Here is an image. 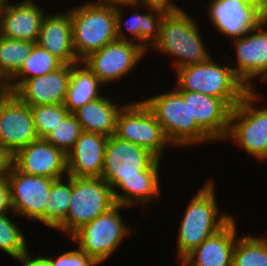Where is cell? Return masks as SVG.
Here are the masks:
<instances>
[{
  "mask_svg": "<svg viewBox=\"0 0 267 266\" xmlns=\"http://www.w3.org/2000/svg\"><path fill=\"white\" fill-rule=\"evenodd\" d=\"M160 162L141 146L112 135L105 147L101 178L111 186L116 204L141 205L147 211L162 191Z\"/></svg>",
  "mask_w": 267,
  "mask_h": 266,
  "instance_id": "cell-1",
  "label": "cell"
},
{
  "mask_svg": "<svg viewBox=\"0 0 267 266\" xmlns=\"http://www.w3.org/2000/svg\"><path fill=\"white\" fill-rule=\"evenodd\" d=\"M212 179L207 180L204 186L198 189L184 210L177 238L178 261L208 237L216 234L234 217L220 212Z\"/></svg>",
  "mask_w": 267,
  "mask_h": 266,
  "instance_id": "cell-2",
  "label": "cell"
},
{
  "mask_svg": "<svg viewBox=\"0 0 267 266\" xmlns=\"http://www.w3.org/2000/svg\"><path fill=\"white\" fill-rule=\"evenodd\" d=\"M72 25V41L80 62L117 40L116 4L93 0L67 10Z\"/></svg>",
  "mask_w": 267,
  "mask_h": 266,
  "instance_id": "cell-3",
  "label": "cell"
},
{
  "mask_svg": "<svg viewBox=\"0 0 267 266\" xmlns=\"http://www.w3.org/2000/svg\"><path fill=\"white\" fill-rule=\"evenodd\" d=\"M198 23L182 8L163 16L157 40L150 48L163 55L176 57L175 70L197 63H203L212 56L200 34Z\"/></svg>",
  "mask_w": 267,
  "mask_h": 266,
  "instance_id": "cell-4",
  "label": "cell"
},
{
  "mask_svg": "<svg viewBox=\"0 0 267 266\" xmlns=\"http://www.w3.org/2000/svg\"><path fill=\"white\" fill-rule=\"evenodd\" d=\"M223 66L213 57L203 63L183 66L176 70L175 90L203 93L221 99L231 110L249 92L248 88L235 75L228 57Z\"/></svg>",
  "mask_w": 267,
  "mask_h": 266,
  "instance_id": "cell-5",
  "label": "cell"
},
{
  "mask_svg": "<svg viewBox=\"0 0 267 266\" xmlns=\"http://www.w3.org/2000/svg\"><path fill=\"white\" fill-rule=\"evenodd\" d=\"M161 124L172 147L182 148L214 142L191 117L189 98H183L175 89L155 94L142 100Z\"/></svg>",
  "mask_w": 267,
  "mask_h": 266,
  "instance_id": "cell-6",
  "label": "cell"
},
{
  "mask_svg": "<svg viewBox=\"0 0 267 266\" xmlns=\"http://www.w3.org/2000/svg\"><path fill=\"white\" fill-rule=\"evenodd\" d=\"M255 92V89L249 91L231 110L229 129L224 140L235 141L245 153L250 154L249 156L265 162L267 160V105L256 106L257 102L262 100V94Z\"/></svg>",
  "mask_w": 267,
  "mask_h": 266,
  "instance_id": "cell-7",
  "label": "cell"
},
{
  "mask_svg": "<svg viewBox=\"0 0 267 266\" xmlns=\"http://www.w3.org/2000/svg\"><path fill=\"white\" fill-rule=\"evenodd\" d=\"M124 208L130 209L116 204L108 212L81 226L69 238L99 264L106 262L130 234L131 226L124 222L120 212Z\"/></svg>",
  "mask_w": 267,
  "mask_h": 266,
  "instance_id": "cell-8",
  "label": "cell"
},
{
  "mask_svg": "<svg viewBox=\"0 0 267 266\" xmlns=\"http://www.w3.org/2000/svg\"><path fill=\"white\" fill-rule=\"evenodd\" d=\"M116 205L111 186L103 178L72 176V195L66 220L56 229L70 237L86 223Z\"/></svg>",
  "mask_w": 267,
  "mask_h": 266,
  "instance_id": "cell-9",
  "label": "cell"
},
{
  "mask_svg": "<svg viewBox=\"0 0 267 266\" xmlns=\"http://www.w3.org/2000/svg\"><path fill=\"white\" fill-rule=\"evenodd\" d=\"M114 135L141 146L159 160L166 148L171 147L161 124L142 100L126 102L118 113Z\"/></svg>",
  "mask_w": 267,
  "mask_h": 266,
  "instance_id": "cell-10",
  "label": "cell"
},
{
  "mask_svg": "<svg viewBox=\"0 0 267 266\" xmlns=\"http://www.w3.org/2000/svg\"><path fill=\"white\" fill-rule=\"evenodd\" d=\"M145 53L147 51L138 43L117 39L90 54L82 62L104 85H108L118 83L135 70Z\"/></svg>",
  "mask_w": 267,
  "mask_h": 266,
  "instance_id": "cell-11",
  "label": "cell"
},
{
  "mask_svg": "<svg viewBox=\"0 0 267 266\" xmlns=\"http://www.w3.org/2000/svg\"><path fill=\"white\" fill-rule=\"evenodd\" d=\"M207 15L218 33L237 39L267 16V10L256 0H210Z\"/></svg>",
  "mask_w": 267,
  "mask_h": 266,
  "instance_id": "cell-12",
  "label": "cell"
},
{
  "mask_svg": "<svg viewBox=\"0 0 267 266\" xmlns=\"http://www.w3.org/2000/svg\"><path fill=\"white\" fill-rule=\"evenodd\" d=\"M13 214L45 225V204L56 181L49 177L27 175L12 167L7 177Z\"/></svg>",
  "mask_w": 267,
  "mask_h": 266,
  "instance_id": "cell-13",
  "label": "cell"
},
{
  "mask_svg": "<svg viewBox=\"0 0 267 266\" xmlns=\"http://www.w3.org/2000/svg\"><path fill=\"white\" fill-rule=\"evenodd\" d=\"M38 139L30 106L7 87L2 89L0 112V146L15 155Z\"/></svg>",
  "mask_w": 267,
  "mask_h": 266,
  "instance_id": "cell-14",
  "label": "cell"
},
{
  "mask_svg": "<svg viewBox=\"0 0 267 266\" xmlns=\"http://www.w3.org/2000/svg\"><path fill=\"white\" fill-rule=\"evenodd\" d=\"M267 16L245 35L234 39L236 65L232 69L238 79L248 88L254 89L255 78L260 82L267 75Z\"/></svg>",
  "mask_w": 267,
  "mask_h": 266,
  "instance_id": "cell-15",
  "label": "cell"
},
{
  "mask_svg": "<svg viewBox=\"0 0 267 266\" xmlns=\"http://www.w3.org/2000/svg\"><path fill=\"white\" fill-rule=\"evenodd\" d=\"M14 166L24 174L56 180L68 175L67 155L44 138L20 149L14 155Z\"/></svg>",
  "mask_w": 267,
  "mask_h": 266,
  "instance_id": "cell-16",
  "label": "cell"
},
{
  "mask_svg": "<svg viewBox=\"0 0 267 266\" xmlns=\"http://www.w3.org/2000/svg\"><path fill=\"white\" fill-rule=\"evenodd\" d=\"M35 1L9 4L10 1L6 0L0 9V36L37 43L42 21L47 14Z\"/></svg>",
  "mask_w": 267,
  "mask_h": 266,
  "instance_id": "cell-17",
  "label": "cell"
},
{
  "mask_svg": "<svg viewBox=\"0 0 267 266\" xmlns=\"http://www.w3.org/2000/svg\"><path fill=\"white\" fill-rule=\"evenodd\" d=\"M70 82V65L25 80L13 93L29 106L64 104Z\"/></svg>",
  "mask_w": 267,
  "mask_h": 266,
  "instance_id": "cell-18",
  "label": "cell"
},
{
  "mask_svg": "<svg viewBox=\"0 0 267 266\" xmlns=\"http://www.w3.org/2000/svg\"><path fill=\"white\" fill-rule=\"evenodd\" d=\"M189 98V110L197 124L216 142L226 138L231 109L219 98L185 90H176Z\"/></svg>",
  "mask_w": 267,
  "mask_h": 266,
  "instance_id": "cell-19",
  "label": "cell"
},
{
  "mask_svg": "<svg viewBox=\"0 0 267 266\" xmlns=\"http://www.w3.org/2000/svg\"><path fill=\"white\" fill-rule=\"evenodd\" d=\"M233 217L216 234L208 237L188 253L182 266H232L233 250L237 241V225Z\"/></svg>",
  "mask_w": 267,
  "mask_h": 266,
  "instance_id": "cell-20",
  "label": "cell"
},
{
  "mask_svg": "<svg viewBox=\"0 0 267 266\" xmlns=\"http://www.w3.org/2000/svg\"><path fill=\"white\" fill-rule=\"evenodd\" d=\"M108 137L83 131L67 154L68 176L100 178Z\"/></svg>",
  "mask_w": 267,
  "mask_h": 266,
  "instance_id": "cell-21",
  "label": "cell"
},
{
  "mask_svg": "<svg viewBox=\"0 0 267 266\" xmlns=\"http://www.w3.org/2000/svg\"><path fill=\"white\" fill-rule=\"evenodd\" d=\"M138 6L137 2L116 4V36L118 40L138 43L148 51L149 47L153 45L159 36L160 26L164 15L157 11L147 10L146 8H144L146 11L145 13H140L138 12ZM122 7H133V9L136 7V11L132 12V16L125 20L126 22L123 21L124 8ZM123 22L125 28L123 27ZM126 29L127 32L129 31L128 35L124 32Z\"/></svg>",
  "mask_w": 267,
  "mask_h": 266,
  "instance_id": "cell-22",
  "label": "cell"
},
{
  "mask_svg": "<svg viewBox=\"0 0 267 266\" xmlns=\"http://www.w3.org/2000/svg\"><path fill=\"white\" fill-rule=\"evenodd\" d=\"M37 44L57 57L63 64L79 63L72 41L70 13H47L39 32Z\"/></svg>",
  "mask_w": 267,
  "mask_h": 266,
  "instance_id": "cell-23",
  "label": "cell"
},
{
  "mask_svg": "<svg viewBox=\"0 0 267 266\" xmlns=\"http://www.w3.org/2000/svg\"><path fill=\"white\" fill-rule=\"evenodd\" d=\"M125 104L119 106L106 95L84 104L73 115L83 131L110 137L116 132V119Z\"/></svg>",
  "mask_w": 267,
  "mask_h": 266,
  "instance_id": "cell-24",
  "label": "cell"
},
{
  "mask_svg": "<svg viewBox=\"0 0 267 266\" xmlns=\"http://www.w3.org/2000/svg\"><path fill=\"white\" fill-rule=\"evenodd\" d=\"M103 85L83 62L70 65V82L64 106L73 114L84 104L102 97L104 94L100 88Z\"/></svg>",
  "mask_w": 267,
  "mask_h": 266,
  "instance_id": "cell-25",
  "label": "cell"
},
{
  "mask_svg": "<svg viewBox=\"0 0 267 266\" xmlns=\"http://www.w3.org/2000/svg\"><path fill=\"white\" fill-rule=\"evenodd\" d=\"M62 65L57 57L35 43L23 66L6 83V87L14 92L25 80L56 71Z\"/></svg>",
  "mask_w": 267,
  "mask_h": 266,
  "instance_id": "cell-26",
  "label": "cell"
},
{
  "mask_svg": "<svg viewBox=\"0 0 267 266\" xmlns=\"http://www.w3.org/2000/svg\"><path fill=\"white\" fill-rule=\"evenodd\" d=\"M34 44L0 36V79L5 84L21 69Z\"/></svg>",
  "mask_w": 267,
  "mask_h": 266,
  "instance_id": "cell-27",
  "label": "cell"
},
{
  "mask_svg": "<svg viewBox=\"0 0 267 266\" xmlns=\"http://www.w3.org/2000/svg\"><path fill=\"white\" fill-rule=\"evenodd\" d=\"M66 178L58 179L53 183L49 192V201L45 204V225L54 230L66 220L69 211L72 176L67 175Z\"/></svg>",
  "mask_w": 267,
  "mask_h": 266,
  "instance_id": "cell-28",
  "label": "cell"
},
{
  "mask_svg": "<svg viewBox=\"0 0 267 266\" xmlns=\"http://www.w3.org/2000/svg\"><path fill=\"white\" fill-rule=\"evenodd\" d=\"M232 266H267V236H238Z\"/></svg>",
  "mask_w": 267,
  "mask_h": 266,
  "instance_id": "cell-29",
  "label": "cell"
},
{
  "mask_svg": "<svg viewBox=\"0 0 267 266\" xmlns=\"http://www.w3.org/2000/svg\"><path fill=\"white\" fill-rule=\"evenodd\" d=\"M9 214L11 213L0 214V249L20 262L29 245L23 230Z\"/></svg>",
  "mask_w": 267,
  "mask_h": 266,
  "instance_id": "cell-30",
  "label": "cell"
},
{
  "mask_svg": "<svg viewBox=\"0 0 267 266\" xmlns=\"http://www.w3.org/2000/svg\"><path fill=\"white\" fill-rule=\"evenodd\" d=\"M38 138H45L70 113L64 104L30 106Z\"/></svg>",
  "mask_w": 267,
  "mask_h": 266,
  "instance_id": "cell-31",
  "label": "cell"
},
{
  "mask_svg": "<svg viewBox=\"0 0 267 266\" xmlns=\"http://www.w3.org/2000/svg\"><path fill=\"white\" fill-rule=\"evenodd\" d=\"M82 132L81 124L76 117L73 114H69L44 139L67 155Z\"/></svg>",
  "mask_w": 267,
  "mask_h": 266,
  "instance_id": "cell-32",
  "label": "cell"
},
{
  "mask_svg": "<svg viewBox=\"0 0 267 266\" xmlns=\"http://www.w3.org/2000/svg\"><path fill=\"white\" fill-rule=\"evenodd\" d=\"M51 266H97L100 265L93 257L79 248L71 249L56 258L50 257Z\"/></svg>",
  "mask_w": 267,
  "mask_h": 266,
  "instance_id": "cell-33",
  "label": "cell"
},
{
  "mask_svg": "<svg viewBox=\"0 0 267 266\" xmlns=\"http://www.w3.org/2000/svg\"><path fill=\"white\" fill-rule=\"evenodd\" d=\"M137 3L140 8L143 5L144 8L157 11L163 15L174 13L181 8L173 0H137Z\"/></svg>",
  "mask_w": 267,
  "mask_h": 266,
  "instance_id": "cell-34",
  "label": "cell"
},
{
  "mask_svg": "<svg viewBox=\"0 0 267 266\" xmlns=\"http://www.w3.org/2000/svg\"><path fill=\"white\" fill-rule=\"evenodd\" d=\"M13 212L7 177H0V214Z\"/></svg>",
  "mask_w": 267,
  "mask_h": 266,
  "instance_id": "cell-35",
  "label": "cell"
},
{
  "mask_svg": "<svg viewBox=\"0 0 267 266\" xmlns=\"http://www.w3.org/2000/svg\"><path fill=\"white\" fill-rule=\"evenodd\" d=\"M14 166V155L0 146V177H8Z\"/></svg>",
  "mask_w": 267,
  "mask_h": 266,
  "instance_id": "cell-36",
  "label": "cell"
},
{
  "mask_svg": "<svg viewBox=\"0 0 267 266\" xmlns=\"http://www.w3.org/2000/svg\"><path fill=\"white\" fill-rule=\"evenodd\" d=\"M30 249L22 256L20 262H23L26 266H51L50 259L47 255L34 257L30 254Z\"/></svg>",
  "mask_w": 267,
  "mask_h": 266,
  "instance_id": "cell-37",
  "label": "cell"
},
{
  "mask_svg": "<svg viewBox=\"0 0 267 266\" xmlns=\"http://www.w3.org/2000/svg\"><path fill=\"white\" fill-rule=\"evenodd\" d=\"M97 1H105L112 4H119V3H135L137 0H97Z\"/></svg>",
  "mask_w": 267,
  "mask_h": 266,
  "instance_id": "cell-38",
  "label": "cell"
},
{
  "mask_svg": "<svg viewBox=\"0 0 267 266\" xmlns=\"http://www.w3.org/2000/svg\"><path fill=\"white\" fill-rule=\"evenodd\" d=\"M267 10V0H256Z\"/></svg>",
  "mask_w": 267,
  "mask_h": 266,
  "instance_id": "cell-39",
  "label": "cell"
},
{
  "mask_svg": "<svg viewBox=\"0 0 267 266\" xmlns=\"http://www.w3.org/2000/svg\"><path fill=\"white\" fill-rule=\"evenodd\" d=\"M5 87H6V84L0 79V90Z\"/></svg>",
  "mask_w": 267,
  "mask_h": 266,
  "instance_id": "cell-40",
  "label": "cell"
},
{
  "mask_svg": "<svg viewBox=\"0 0 267 266\" xmlns=\"http://www.w3.org/2000/svg\"><path fill=\"white\" fill-rule=\"evenodd\" d=\"M2 107V89L0 90V112Z\"/></svg>",
  "mask_w": 267,
  "mask_h": 266,
  "instance_id": "cell-41",
  "label": "cell"
},
{
  "mask_svg": "<svg viewBox=\"0 0 267 266\" xmlns=\"http://www.w3.org/2000/svg\"><path fill=\"white\" fill-rule=\"evenodd\" d=\"M6 0H0V9L3 7Z\"/></svg>",
  "mask_w": 267,
  "mask_h": 266,
  "instance_id": "cell-42",
  "label": "cell"
},
{
  "mask_svg": "<svg viewBox=\"0 0 267 266\" xmlns=\"http://www.w3.org/2000/svg\"><path fill=\"white\" fill-rule=\"evenodd\" d=\"M263 81L265 84H267V75L264 77V79L261 82H263Z\"/></svg>",
  "mask_w": 267,
  "mask_h": 266,
  "instance_id": "cell-43",
  "label": "cell"
}]
</instances>
